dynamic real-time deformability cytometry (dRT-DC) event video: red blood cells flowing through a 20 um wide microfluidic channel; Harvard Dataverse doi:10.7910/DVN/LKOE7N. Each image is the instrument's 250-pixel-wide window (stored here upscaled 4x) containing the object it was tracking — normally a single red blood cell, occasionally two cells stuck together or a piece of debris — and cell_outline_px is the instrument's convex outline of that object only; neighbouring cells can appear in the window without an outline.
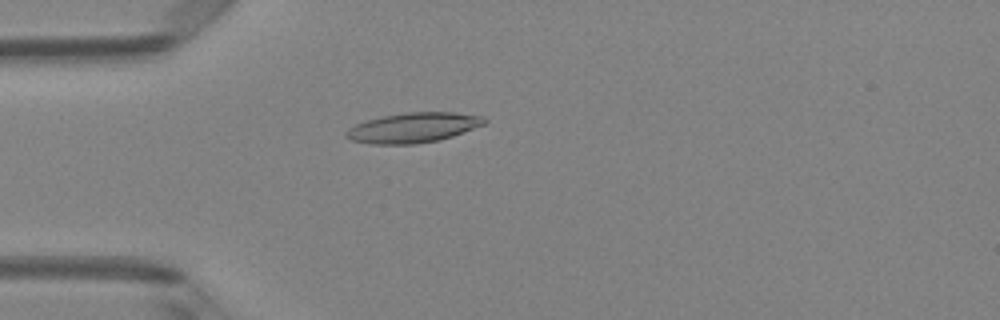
{"species": "Egyptian fruit bat (a non-hibernating species)", "species_latin": "Rousettus aegyptiacus", "temperature_condition": "room temperature", "stored_images_in_passage": 4, "camera_frame_rate_fps": 3000, "um_per_image_px": 0.085, "animal": {"sex": "female"}, "frame": {"image": 1, "passage_image": 4, "time_ms": 1.0, "image_size_px": [1000, 320], "cell_outline_px": [[488, 120], [484, 124], [452, 136], [440, 140], [412, 144], [372, 144], [352, 140], [344, 136], [344, 132], [348, 128], [356, 124], [368, 120], [384, 116], [404, 112], [456, 112], [484, 116]], "centroid_in_image_um": [35.13, 10.84], "position_along_channel_um": 49.9, "area_um2": 24.1}}